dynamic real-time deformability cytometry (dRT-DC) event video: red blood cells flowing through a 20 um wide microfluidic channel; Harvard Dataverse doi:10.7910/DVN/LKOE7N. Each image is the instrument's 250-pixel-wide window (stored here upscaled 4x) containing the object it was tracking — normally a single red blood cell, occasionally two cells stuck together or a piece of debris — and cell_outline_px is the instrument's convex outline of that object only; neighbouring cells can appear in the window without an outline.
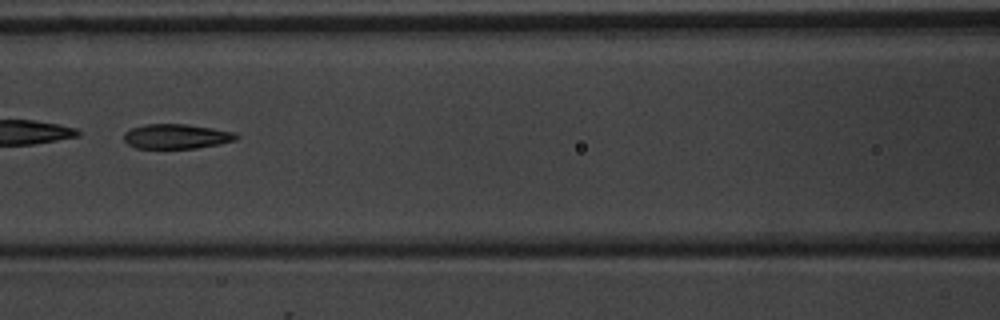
{"species": "common noctule bat (a hibernating species)", "species_latin": "Nyctalus noctula", "temperature_condition": "warm", "stored_images_in_passage": 9, "camera_frame_rate_fps": 3000, "um_per_image_px": 0.085, "animal": {"sex": "male", "body_mass_g": 20.1, "forearm_length_mm": 53.5}, "frame": {"image": 1, "passage_image": 6, "time_ms": 6.667, "image_size_px": [1000, 320], "cell_outline_px": [[240, 136], [236, 140], [220, 144], [196, 148], [136, 148], [128, 144], [124, 140], [124, 132], [132, 128], [144, 124], [188, 124], [236, 132]], "centroid_in_image_um": [15.02, 11.59], "position_along_channel_um": 151.6, "area_um2": 16.3}}
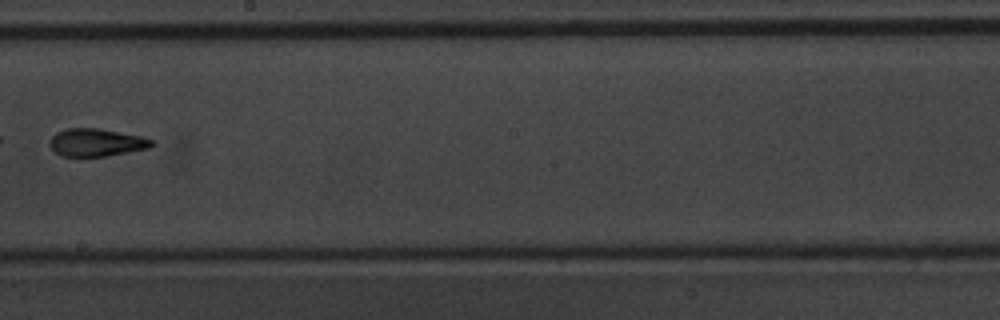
{"frame": {"image": 2, "passage_image": 8, "time_ms": 9.0, "image_size_px": [1000, 320], "cell_outline_px": [[156, 144], [152, 148], [104, 156], [60, 156], [48, 144], [52, 136], [56, 132], [68, 128], [100, 128], [140, 136], [156, 140]], "centroid_in_image_um": [8.24, 12.1], "position_along_channel_um": 240.0, "area_um2": 16.65}}
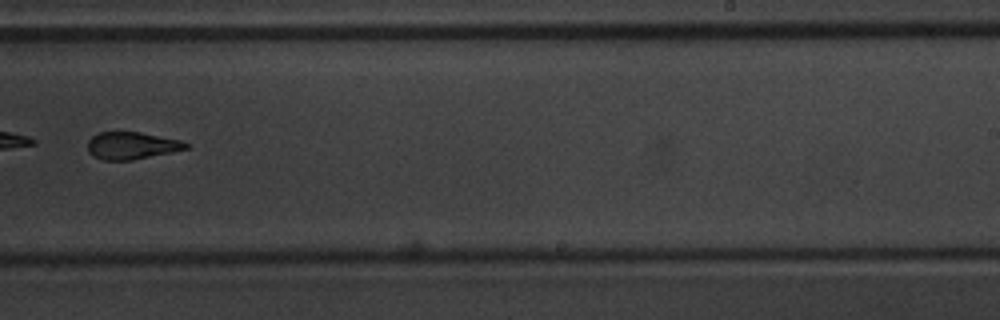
{"frame": {"image": 3, "passage_image": 9, "time_ms": 10.0, "image_size_px": [1000, 320], "cell_outline_px": [[192, 144], [188, 148], [172, 152], [132, 160], [104, 160], [88, 152], [88, 140], [96, 132], [140, 132], [180, 140]], "centroid_in_image_um": [11.21, 12.37], "position_along_channel_um": 277.8, "area_um2": 15.61}}